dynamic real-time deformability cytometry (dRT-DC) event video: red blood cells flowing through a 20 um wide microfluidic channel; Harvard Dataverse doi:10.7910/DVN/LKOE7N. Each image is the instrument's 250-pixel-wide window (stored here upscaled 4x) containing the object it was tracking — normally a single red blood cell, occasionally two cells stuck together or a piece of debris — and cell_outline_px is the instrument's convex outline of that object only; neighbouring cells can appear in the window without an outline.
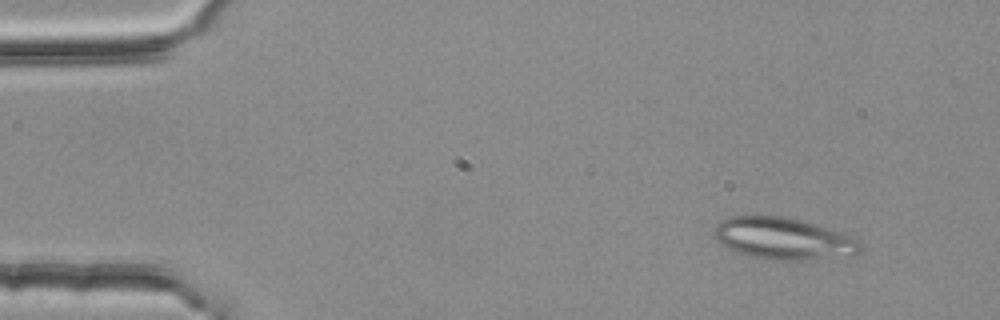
{"species": "common noctule bat (a hibernating species)", "species_latin": "Nyctalus noctula", "temperature_condition": "room temperature", "stored_images_in_passage": 50, "segment_of_instrument_passage": [1, 2], "camera_frame_rate_fps": 3000, "um_per_image_px": 0.085, "animal": {"sex": "female", "body_mass_g": 25.1}, "frame": {"image": 1, "passage_image": 5, "time_ms": 1.333, "image_size_px": [1000, 320], "cell_outline_px": [[864, 248], [860, 252], [852, 256], [804, 260], [776, 260], [752, 256], [732, 252], [716, 240], [716, 224], [728, 216], [784, 216], [800, 220], [860, 240]], "centroid_in_image_um": [66.59, 20.3], "position_along_channel_um": 18.4, "area_um2": 35.43}}